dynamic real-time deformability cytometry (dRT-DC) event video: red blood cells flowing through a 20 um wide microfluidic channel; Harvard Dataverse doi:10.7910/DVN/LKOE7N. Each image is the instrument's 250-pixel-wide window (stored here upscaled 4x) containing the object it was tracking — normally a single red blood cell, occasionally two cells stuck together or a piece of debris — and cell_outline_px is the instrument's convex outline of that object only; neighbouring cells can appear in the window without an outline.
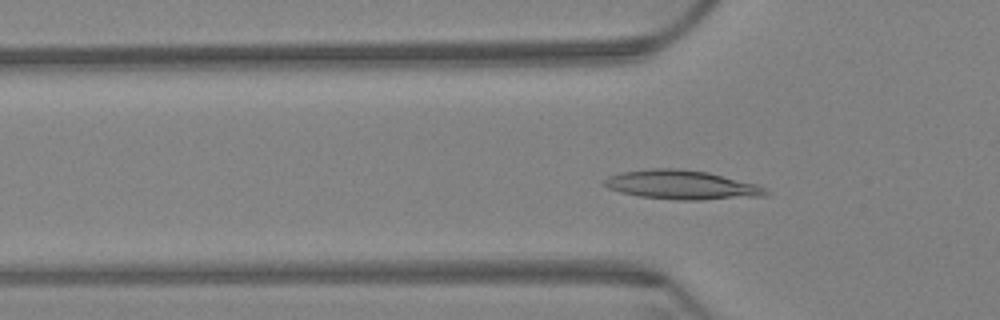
{"species": "Egyptian fruit bat (a non-hibernating species)", "species_latin": "Rousettus aegyptiacus", "temperature_condition": "warm", "stored_images_in_passage": 64, "camera_frame_rate_fps": 3000, "um_per_image_px": 0.085, "animal": {"sex": "female"}, "frame": {"image": 1, "passage_image": 21, "time_ms": 6.667, "image_size_px": [1000, 320], "cell_outline_px": [[772, 192], [764, 196], [700, 200], [680, 200], [640, 196], [620, 192], [608, 188], [600, 184], [608, 176], [624, 172], [652, 168], [680, 168], [708, 172], [756, 184]], "centroid_in_image_um": [57.94, 15.71], "position_along_channel_um": 67.9, "area_um2": 27.4}}
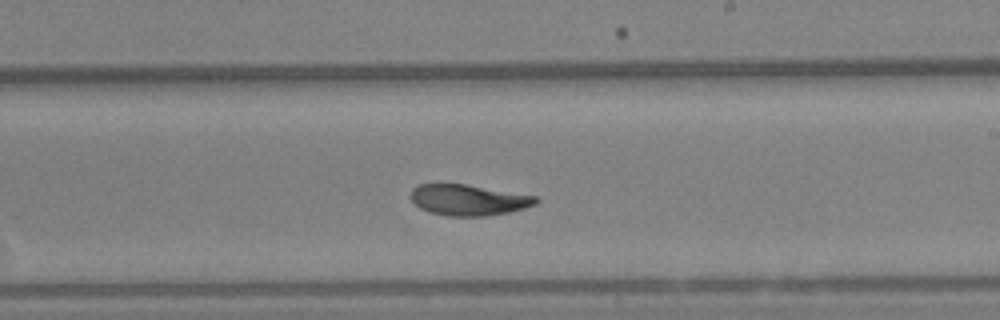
{"frame": {"image": 2, "passage_image": 38, "time_ms": 12.333, "image_size_px": [1000, 320], "cell_outline_px": [[540, 200], [536, 204], [524, 208], [508, 212], [484, 216], [448, 216], [428, 212], [420, 208], [412, 200], [412, 188], [420, 184], [464, 184], [536, 196]], "centroid_in_image_um": [39.82, 17.0], "position_along_channel_um": 249.2, "area_um2": 22.31}}
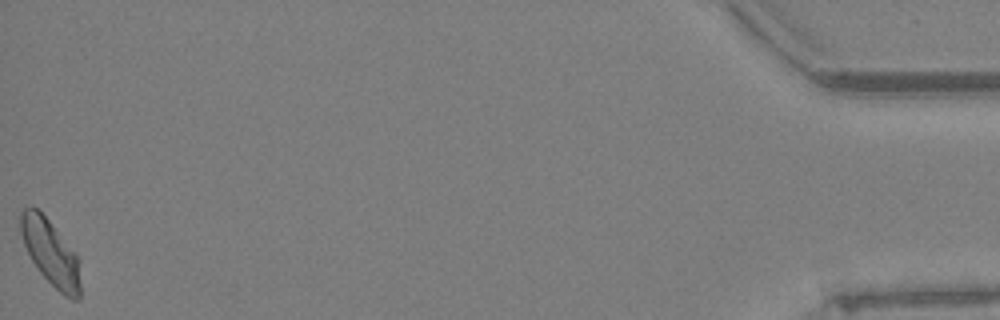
{"frame": {"image": 3, "passage_image": 64, "time_ms": 21.0, "image_size_px": [1000, 320], "cell_outline_px": [[80, 300], [72, 300], [64, 296], [36, 268], [24, 244], [20, 232], [20, 212], [24, 208], [32, 204], [48, 220], [76, 252], [80, 260]], "centroid_in_image_um": [4.32, 21.48], "position_along_channel_um": 430.9, "area_um2": 23.06}, "authors_computed_cell_mechanics": {"area_um2": 23.409, "velocity_mm_per_s": 3.2152, "shape_relaxation_time_tau1_ms": 5.3857, "shape_relaxation_time_tau2_ms": 3.0366, "deformation_change_tau1": 0.1404, "deformation_change_tau2": 0.0649}}